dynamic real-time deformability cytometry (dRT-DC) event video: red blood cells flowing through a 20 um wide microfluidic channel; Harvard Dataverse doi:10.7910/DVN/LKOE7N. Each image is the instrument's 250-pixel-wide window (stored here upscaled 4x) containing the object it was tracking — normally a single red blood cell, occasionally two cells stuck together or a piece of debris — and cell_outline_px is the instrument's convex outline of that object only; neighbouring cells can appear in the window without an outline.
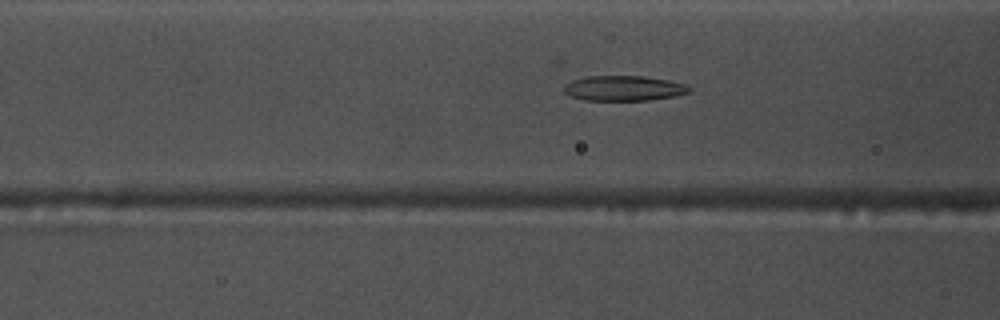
{"species": "common noctule bat (a hibernating species)", "species_latin": "Nyctalus noctula", "temperature_condition": "warm", "stored_images_in_passage": 39, "camera_frame_rate_fps": 3000, "um_per_image_px": 0.085, "animal": {"sex": "male", "body_mass_g": 17.5, "forearm_length_mm": 52.3}, "frame": {"image": 1, "passage_image": 18, "time_ms": 5.667, "image_size_px": [1000, 320], "cell_outline_px": [[692, 92], [676, 96], [648, 100], [584, 100], [572, 96], [564, 92], [564, 84], [572, 80], [588, 76], [644, 76], [668, 80], [684, 84], [692, 88]], "centroid_in_image_um": [53.05, 7.5], "position_along_channel_um": 113.6, "area_um2": 18.38}}
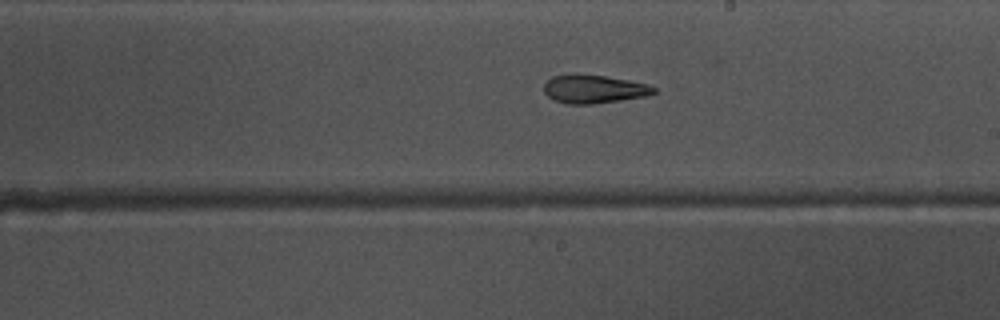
{"frame": {"image": 2, "passage_image": 28, "time_ms": 9.0, "image_size_px": [1000, 320], "cell_outline_px": [[656, 92], [644, 96], [620, 100], [592, 104], [568, 104], [552, 100], [544, 92], [544, 84], [552, 76], [604, 76], [628, 80], [648, 84], [656, 88]], "centroid_in_image_um": [50.48, 7.6], "position_along_channel_um": 238.5, "area_um2": 17.63}}
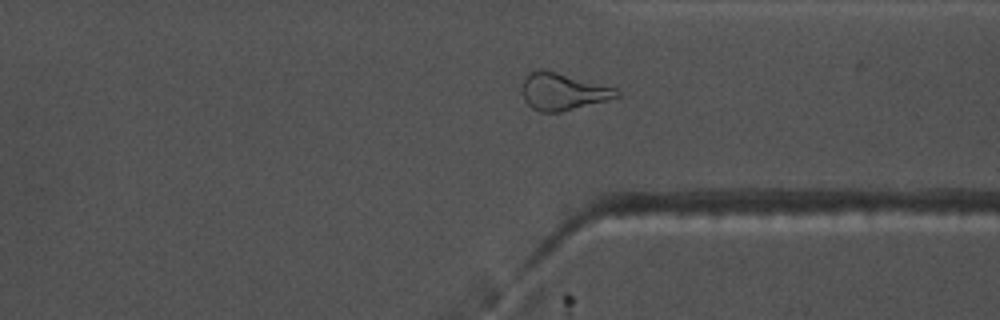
{"frame": {"image": 3, "passage_image": 38, "time_ms": 12.333, "image_size_px": [1000, 320], "cell_outline_px": [[620, 96], [608, 100], [560, 112], [540, 112], [532, 108], [524, 100], [520, 92], [520, 88], [524, 76], [532, 68], [540, 68], [556, 72], [616, 88], [620, 92]], "centroid_in_image_um": [47.76, 7.77], "position_along_channel_um": 363.6, "area_um2": 20.75}}